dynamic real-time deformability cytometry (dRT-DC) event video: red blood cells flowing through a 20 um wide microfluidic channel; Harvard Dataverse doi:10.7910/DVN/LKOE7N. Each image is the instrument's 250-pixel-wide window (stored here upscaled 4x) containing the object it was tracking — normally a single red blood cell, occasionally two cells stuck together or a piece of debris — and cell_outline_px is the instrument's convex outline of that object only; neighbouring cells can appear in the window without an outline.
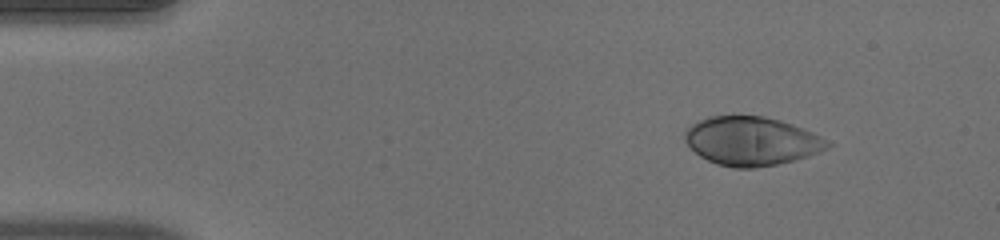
{"species": "human", "species_latin": "Homo sapiens", "temperature_condition": "warm", "stored_images_in_passage": 45, "camera_frame_rate_fps": 3000, "um_per_image_px": 0.085, "donor": {"sex": "male"}, "frame": {"image": 1, "passage_image": 1, "time_ms": 0.0, "image_size_px": [1000, 240], "cell_outline_px": [[832, 144], [828, 148], [820, 152], [808, 156], [776, 164], [756, 168], [732, 168], [716, 164], [700, 156], [684, 140], [684, 132], [692, 124], [700, 120], [712, 116], [764, 116], [780, 120], [792, 124], [812, 132], [820, 136]], "centroid_in_image_um": [63.88, 12.0], "position_along_channel_um": 21.1, "area_um2": 40.29}}
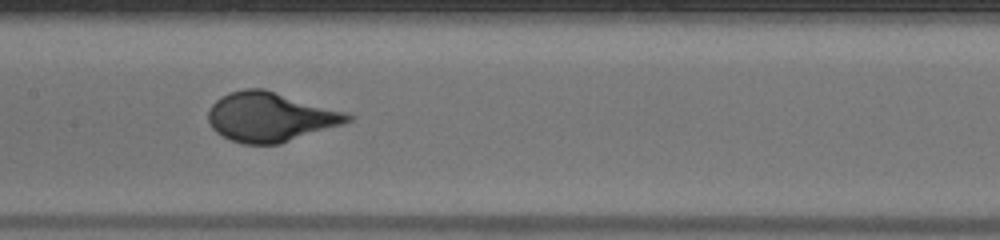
{"frame": {"image": 2, "passage_image": 20, "time_ms": 6.333, "image_size_px": [1000, 240], "cell_outline_px": [[356, 116], [352, 120], [344, 124], [280, 144], [244, 144], [232, 140], [216, 132], [212, 128], [208, 120], [208, 112], [212, 104], [220, 96], [228, 92], [244, 88], [264, 88], [348, 112]], "centroid_in_image_um": [23.01, 9.93], "position_along_channel_um": 184.4, "area_um2": 40.52}}
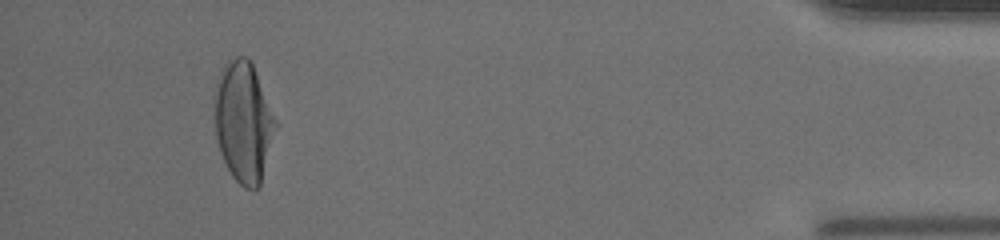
{"frame": {"image": 3, "passage_image": 42, "time_ms": 13.667, "image_size_px": [1000, 240], "cell_outline_px": [[276, 124], [260, 188], [244, 188], [232, 176], [220, 152], [216, 136], [216, 80], [224, 64], [228, 60], [236, 56], [244, 56], [252, 64], [276, 120]], "centroid_in_image_um": [20.69, 10.37], "position_along_channel_um": 414.5, "area_um2": 41.96}}